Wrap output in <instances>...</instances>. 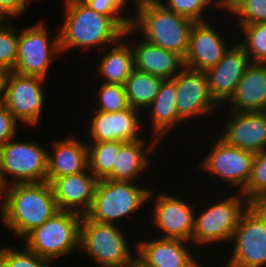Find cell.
Wrapping results in <instances>:
<instances>
[{
	"instance_id": "obj_10",
	"label": "cell",
	"mask_w": 266,
	"mask_h": 267,
	"mask_svg": "<svg viewBox=\"0 0 266 267\" xmlns=\"http://www.w3.org/2000/svg\"><path fill=\"white\" fill-rule=\"evenodd\" d=\"M41 20L32 25H24L19 31L18 54L13 71L48 80L53 62L64 56L60 51L59 29L56 30L55 37H52L49 25Z\"/></svg>"
},
{
	"instance_id": "obj_21",
	"label": "cell",
	"mask_w": 266,
	"mask_h": 267,
	"mask_svg": "<svg viewBox=\"0 0 266 267\" xmlns=\"http://www.w3.org/2000/svg\"><path fill=\"white\" fill-rule=\"evenodd\" d=\"M69 133L63 138L49 140L50 148L47 154L46 181L54 178L77 174L88 168V148L84 136ZM83 137V138H82Z\"/></svg>"
},
{
	"instance_id": "obj_29",
	"label": "cell",
	"mask_w": 266,
	"mask_h": 267,
	"mask_svg": "<svg viewBox=\"0 0 266 267\" xmlns=\"http://www.w3.org/2000/svg\"><path fill=\"white\" fill-rule=\"evenodd\" d=\"M237 42L244 48L253 63H266V22L244 25L239 28Z\"/></svg>"
},
{
	"instance_id": "obj_38",
	"label": "cell",
	"mask_w": 266,
	"mask_h": 267,
	"mask_svg": "<svg viewBox=\"0 0 266 267\" xmlns=\"http://www.w3.org/2000/svg\"><path fill=\"white\" fill-rule=\"evenodd\" d=\"M31 1L34 0H0V12L8 20L19 19L20 16L29 10Z\"/></svg>"
},
{
	"instance_id": "obj_17",
	"label": "cell",
	"mask_w": 266,
	"mask_h": 267,
	"mask_svg": "<svg viewBox=\"0 0 266 267\" xmlns=\"http://www.w3.org/2000/svg\"><path fill=\"white\" fill-rule=\"evenodd\" d=\"M214 22H195L190 31L189 46L184 58V66L199 71H206L215 66L233 44L225 37V30L215 28ZM221 33V34H220ZM225 38V39H224ZM230 44H229V43Z\"/></svg>"
},
{
	"instance_id": "obj_34",
	"label": "cell",
	"mask_w": 266,
	"mask_h": 267,
	"mask_svg": "<svg viewBox=\"0 0 266 267\" xmlns=\"http://www.w3.org/2000/svg\"><path fill=\"white\" fill-rule=\"evenodd\" d=\"M81 1L90 9H93L98 13L112 17L124 30H126L131 26L132 15H133L132 8L134 7V5L130 0H81Z\"/></svg>"
},
{
	"instance_id": "obj_32",
	"label": "cell",
	"mask_w": 266,
	"mask_h": 267,
	"mask_svg": "<svg viewBox=\"0 0 266 267\" xmlns=\"http://www.w3.org/2000/svg\"><path fill=\"white\" fill-rule=\"evenodd\" d=\"M252 204L266 198V149L254 156L250 178L241 192Z\"/></svg>"
},
{
	"instance_id": "obj_35",
	"label": "cell",
	"mask_w": 266,
	"mask_h": 267,
	"mask_svg": "<svg viewBox=\"0 0 266 267\" xmlns=\"http://www.w3.org/2000/svg\"><path fill=\"white\" fill-rule=\"evenodd\" d=\"M165 8L194 22L207 21V13L220 9L211 0H157ZM210 7V8H209ZM213 7V8H212ZM210 9L208 12L207 9ZM214 9V10H211ZM211 11V12H210ZM207 18V19H206Z\"/></svg>"
},
{
	"instance_id": "obj_2",
	"label": "cell",
	"mask_w": 266,
	"mask_h": 267,
	"mask_svg": "<svg viewBox=\"0 0 266 267\" xmlns=\"http://www.w3.org/2000/svg\"><path fill=\"white\" fill-rule=\"evenodd\" d=\"M58 211L49 182L15 183L8 185L0 206V222L2 229L19 241Z\"/></svg>"
},
{
	"instance_id": "obj_37",
	"label": "cell",
	"mask_w": 266,
	"mask_h": 267,
	"mask_svg": "<svg viewBox=\"0 0 266 267\" xmlns=\"http://www.w3.org/2000/svg\"><path fill=\"white\" fill-rule=\"evenodd\" d=\"M20 123L12 113L1 103L0 104V149L10 139L20 135ZM19 131V132H18Z\"/></svg>"
},
{
	"instance_id": "obj_23",
	"label": "cell",
	"mask_w": 266,
	"mask_h": 267,
	"mask_svg": "<svg viewBox=\"0 0 266 267\" xmlns=\"http://www.w3.org/2000/svg\"><path fill=\"white\" fill-rule=\"evenodd\" d=\"M175 98L176 82L173 79H164L157 96L142 113L144 133L150 132L148 134L155 136L163 142V145L164 138L167 139L169 134L173 133L172 131L176 132L177 127L182 128V124L185 125V122L178 116Z\"/></svg>"
},
{
	"instance_id": "obj_44",
	"label": "cell",
	"mask_w": 266,
	"mask_h": 267,
	"mask_svg": "<svg viewBox=\"0 0 266 267\" xmlns=\"http://www.w3.org/2000/svg\"><path fill=\"white\" fill-rule=\"evenodd\" d=\"M143 1H154V0H132L131 2H132L133 5H135V4H137L139 2H143Z\"/></svg>"
},
{
	"instance_id": "obj_13",
	"label": "cell",
	"mask_w": 266,
	"mask_h": 267,
	"mask_svg": "<svg viewBox=\"0 0 266 267\" xmlns=\"http://www.w3.org/2000/svg\"><path fill=\"white\" fill-rule=\"evenodd\" d=\"M46 82L40 77L9 72L2 104L23 126L35 128L42 121L47 106Z\"/></svg>"
},
{
	"instance_id": "obj_20",
	"label": "cell",
	"mask_w": 266,
	"mask_h": 267,
	"mask_svg": "<svg viewBox=\"0 0 266 267\" xmlns=\"http://www.w3.org/2000/svg\"><path fill=\"white\" fill-rule=\"evenodd\" d=\"M123 37L132 46L137 70L162 79H173L184 67V60L177 53L147 42L131 27L125 30Z\"/></svg>"
},
{
	"instance_id": "obj_15",
	"label": "cell",
	"mask_w": 266,
	"mask_h": 267,
	"mask_svg": "<svg viewBox=\"0 0 266 267\" xmlns=\"http://www.w3.org/2000/svg\"><path fill=\"white\" fill-rule=\"evenodd\" d=\"M85 122L87 130H82L86 142L123 141L131 142L144 138L142 112L132 107L119 112H104L87 109ZM90 113V114H89ZM90 115V116H89ZM89 124H86L88 123ZM86 132V135H85ZM144 135V136H143Z\"/></svg>"
},
{
	"instance_id": "obj_24",
	"label": "cell",
	"mask_w": 266,
	"mask_h": 267,
	"mask_svg": "<svg viewBox=\"0 0 266 267\" xmlns=\"http://www.w3.org/2000/svg\"><path fill=\"white\" fill-rule=\"evenodd\" d=\"M58 210L85 215L91 207L98 179L87 168L85 171L50 182Z\"/></svg>"
},
{
	"instance_id": "obj_7",
	"label": "cell",
	"mask_w": 266,
	"mask_h": 267,
	"mask_svg": "<svg viewBox=\"0 0 266 267\" xmlns=\"http://www.w3.org/2000/svg\"><path fill=\"white\" fill-rule=\"evenodd\" d=\"M82 215L59 210L41 226L29 232L21 241L39 257L61 261L72 253L79 254L80 222Z\"/></svg>"
},
{
	"instance_id": "obj_36",
	"label": "cell",
	"mask_w": 266,
	"mask_h": 267,
	"mask_svg": "<svg viewBox=\"0 0 266 267\" xmlns=\"http://www.w3.org/2000/svg\"><path fill=\"white\" fill-rule=\"evenodd\" d=\"M15 21L8 20L0 27V66L9 71L14 70L18 54L19 30Z\"/></svg>"
},
{
	"instance_id": "obj_27",
	"label": "cell",
	"mask_w": 266,
	"mask_h": 267,
	"mask_svg": "<svg viewBox=\"0 0 266 267\" xmlns=\"http://www.w3.org/2000/svg\"><path fill=\"white\" fill-rule=\"evenodd\" d=\"M163 80L134 69L124 85L130 107L143 113L157 96Z\"/></svg>"
},
{
	"instance_id": "obj_4",
	"label": "cell",
	"mask_w": 266,
	"mask_h": 267,
	"mask_svg": "<svg viewBox=\"0 0 266 267\" xmlns=\"http://www.w3.org/2000/svg\"><path fill=\"white\" fill-rule=\"evenodd\" d=\"M228 193L230 194H224L225 197L221 194L218 195L221 197L217 198L218 201L212 198L211 202L207 203L204 199V203L207 205L200 206L199 211L195 210L192 234V243L195 248L198 249L201 246L203 249L205 246L213 249L217 248L215 245L223 244L225 247L218 249L220 252L229 245L242 214L252 203L241 192Z\"/></svg>"
},
{
	"instance_id": "obj_8",
	"label": "cell",
	"mask_w": 266,
	"mask_h": 267,
	"mask_svg": "<svg viewBox=\"0 0 266 267\" xmlns=\"http://www.w3.org/2000/svg\"><path fill=\"white\" fill-rule=\"evenodd\" d=\"M227 248L225 256L219 259L225 261L221 267H266V209L251 204L242 214Z\"/></svg>"
},
{
	"instance_id": "obj_41",
	"label": "cell",
	"mask_w": 266,
	"mask_h": 267,
	"mask_svg": "<svg viewBox=\"0 0 266 267\" xmlns=\"http://www.w3.org/2000/svg\"><path fill=\"white\" fill-rule=\"evenodd\" d=\"M125 267H152L144 262L137 254Z\"/></svg>"
},
{
	"instance_id": "obj_18",
	"label": "cell",
	"mask_w": 266,
	"mask_h": 267,
	"mask_svg": "<svg viewBox=\"0 0 266 267\" xmlns=\"http://www.w3.org/2000/svg\"><path fill=\"white\" fill-rule=\"evenodd\" d=\"M136 241V254L152 267H198L204 260L196 257L193 243L170 238L157 237L153 233ZM147 237V238H146ZM150 238V239H149ZM193 248V249H192ZM195 251V253H194Z\"/></svg>"
},
{
	"instance_id": "obj_46",
	"label": "cell",
	"mask_w": 266,
	"mask_h": 267,
	"mask_svg": "<svg viewBox=\"0 0 266 267\" xmlns=\"http://www.w3.org/2000/svg\"><path fill=\"white\" fill-rule=\"evenodd\" d=\"M202 264H204V261L198 267H204V265Z\"/></svg>"
},
{
	"instance_id": "obj_43",
	"label": "cell",
	"mask_w": 266,
	"mask_h": 267,
	"mask_svg": "<svg viewBox=\"0 0 266 267\" xmlns=\"http://www.w3.org/2000/svg\"><path fill=\"white\" fill-rule=\"evenodd\" d=\"M7 21L8 19L0 12V27Z\"/></svg>"
},
{
	"instance_id": "obj_33",
	"label": "cell",
	"mask_w": 266,
	"mask_h": 267,
	"mask_svg": "<svg viewBox=\"0 0 266 267\" xmlns=\"http://www.w3.org/2000/svg\"><path fill=\"white\" fill-rule=\"evenodd\" d=\"M12 245L0 247V267H53L50 260L39 257L36 253L30 251L25 246Z\"/></svg>"
},
{
	"instance_id": "obj_19",
	"label": "cell",
	"mask_w": 266,
	"mask_h": 267,
	"mask_svg": "<svg viewBox=\"0 0 266 267\" xmlns=\"http://www.w3.org/2000/svg\"><path fill=\"white\" fill-rule=\"evenodd\" d=\"M230 40L234 43L223 58L205 71L210 93L221 107L234 94L241 77L252 63L244 48L232 38Z\"/></svg>"
},
{
	"instance_id": "obj_42",
	"label": "cell",
	"mask_w": 266,
	"mask_h": 267,
	"mask_svg": "<svg viewBox=\"0 0 266 267\" xmlns=\"http://www.w3.org/2000/svg\"><path fill=\"white\" fill-rule=\"evenodd\" d=\"M7 188H8V184L5 182L2 171L0 169V201H1L0 206L2 205L5 199Z\"/></svg>"
},
{
	"instance_id": "obj_22",
	"label": "cell",
	"mask_w": 266,
	"mask_h": 267,
	"mask_svg": "<svg viewBox=\"0 0 266 267\" xmlns=\"http://www.w3.org/2000/svg\"><path fill=\"white\" fill-rule=\"evenodd\" d=\"M161 144L163 143L152 135L150 138L145 135L144 138L136 141L125 142L120 148L112 174L107 179L142 183L139 181L142 180L144 174L149 173V167L154 168L151 165L154 159L152 156L157 153Z\"/></svg>"
},
{
	"instance_id": "obj_14",
	"label": "cell",
	"mask_w": 266,
	"mask_h": 267,
	"mask_svg": "<svg viewBox=\"0 0 266 267\" xmlns=\"http://www.w3.org/2000/svg\"><path fill=\"white\" fill-rule=\"evenodd\" d=\"M176 82V107L178 116L188 125L192 119L208 120L221 106L213 99L205 71L184 66L173 78ZM219 107V108H217ZM215 111V112H214ZM201 117V118H200ZM204 117V118H202ZM188 121V122H187Z\"/></svg>"
},
{
	"instance_id": "obj_26",
	"label": "cell",
	"mask_w": 266,
	"mask_h": 267,
	"mask_svg": "<svg viewBox=\"0 0 266 267\" xmlns=\"http://www.w3.org/2000/svg\"><path fill=\"white\" fill-rule=\"evenodd\" d=\"M97 54L96 58L94 57L98 61L95 66L97 67L95 76L101 79L100 82L125 85L127 78L135 69L134 54L130 43L122 37Z\"/></svg>"
},
{
	"instance_id": "obj_28",
	"label": "cell",
	"mask_w": 266,
	"mask_h": 267,
	"mask_svg": "<svg viewBox=\"0 0 266 267\" xmlns=\"http://www.w3.org/2000/svg\"><path fill=\"white\" fill-rule=\"evenodd\" d=\"M88 148V169L98 179H107L113 171L114 163L123 141L86 142Z\"/></svg>"
},
{
	"instance_id": "obj_40",
	"label": "cell",
	"mask_w": 266,
	"mask_h": 267,
	"mask_svg": "<svg viewBox=\"0 0 266 267\" xmlns=\"http://www.w3.org/2000/svg\"><path fill=\"white\" fill-rule=\"evenodd\" d=\"M223 14L234 4L235 0H211ZM225 11V12H224Z\"/></svg>"
},
{
	"instance_id": "obj_45",
	"label": "cell",
	"mask_w": 266,
	"mask_h": 267,
	"mask_svg": "<svg viewBox=\"0 0 266 267\" xmlns=\"http://www.w3.org/2000/svg\"><path fill=\"white\" fill-rule=\"evenodd\" d=\"M260 205L266 209V198L260 203Z\"/></svg>"
},
{
	"instance_id": "obj_9",
	"label": "cell",
	"mask_w": 266,
	"mask_h": 267,
	"mask_svg": "<svg viewBox=\"0 0 266 267\" xmlns=\"http://www.w3.org/2000/svg\"><path fill=\"white\" fill-rule=\"evenodd\" d=\"M154 189H150L148 194V210L150 212V222L147 224L152 228V232L155 230V234L161 238L179 239L192 243V234L194 231V221H195V207H199V202H189L190 197L187 198L182 194L174 195L164 190L160 192ZM155 192V193H154ZM180 197V198H179ZM183 198V199H182ZM152 204H150V203ZM197 206H195V205ZM151 205V207H150ZM151 208V209H150ZM154 230H153V227ZM160 230V231H159ZM156 231H158L156 233ZM161 234V235H159Z\"/></svg>"
},
{
	"instance_id": "obj_12",
	"label": "cell",
	"mask_w": 266,
	"mask_h": 267,
	"mask_svg": "<svg viewBox=\"0 0 266 267\" xmlns=\"http://www.w3.org/2000/svg\"><path fill=\"white\" fill-rule=\"evenodd\" d=\"M213 138L214 144H210V151L202 157L198 169L203 174L206 172L211 179L214 176V180L220 179L221 184L224 183L231 191L242 192L250 178L255 153L230 146L218 135Z\"/></svg>"
},
{
	"instance_id": "obj_16",
	"label": "cell",
	"mask_w": 266,
	"mask_h": 267,
	"mask_svg": "<svg viewBox=\"0 0 266 267\" xmlns=\"http://www.w3.org/2000/svg\"><path fill=\"white\" fill-rule=\"evenodd\" d=\"M223 117L225 119L222 122L225 120L226 122L225 124L221 122V127H218L222 131L217 130L215 133L225 143L255 154L266 149V111L236 112L227 110Z\"/></svg>"
},
{
	"instance_id": "obj_31",
	"label": "cell",
	"mask_w": 266,
	"mask_h": 267,
	"mask_svg": "<svg viewBox=\"0 0 266 267\" xmlns=\"http://www.w3.org/2000/svg\"><path fill=\"white\" fill-rule=\"evenodd\" d=\"M226 13V18L234 17L233 26L237 22V30L244 25L266 22V0H235Z\"/></svg>"
},
{
	"instance_id": "obj_25",
	"label": "cell",
	"mask_w": 266,
	"mask_h": 267,
	"mask_svg": "<svg viewBox=\"0 0 266 267\" xmlns=\"http://www.w3.org/2000/svg\"><path fill=\"white\" fill-rule=\"evenodd\" d=\"M223 107L236 112L266 111V63L252 62L248 66Z\"/></svg>"
},
{
	"instance_id": "obj_6",
	"label": "cell",
	"mask_w": 266,
	"mask_h": 267,
	"mask_svg": "<svg viewBox=\"0 0 266 267\" xmlns=\"http://www.w3.org/2000/svg\"><path fill=\"white\" fill-rule=\"evenodd\" d=\"M129 233L124 232L123 226L91 221L83 215L80 222L79 253L83 252L85 257L87 255L96 267H125L137 252L136 239H129Z\"/></svg>"
},
{
	"instance_id": "obj_3",
	"label": "cell",
	"mask_w": 266,
	"mask_h": 267,
	"mask_svg": "<svg viewBox=\"0 0 266 267\" xmlns=\"http://www.w3.org/2000/svg\"><path fill=\"white\" fill-rule=\"evenodd\" d=\"M194 23L154 0L134 5L130 27L147 42L177 53L184 60Z\"/></svg>"
},
{
	"instance_id": "obj_39",
	"label": "cell",
	"mask_w": 266,
	"mask_h": 267,
	"mask_svg": "<svg viewBox=\"0 0 266 267\" xmlns=\"http://www.w3.org/2000/svg\"><path fill=\"white\" fill-rule=\"evenodd\" d=\"M9 72L10 71L8 69L0 66V104L3 101L4 92H5V88H6V81H7V77L9 75Z\"/></svg>"
},
{
	"instance_id": "obj_11",
	"label": "cell",
	"mask_w": 266,
	"mask_h": 267,
	"mask_svg": "<svg viewBox=\"0 0 266 267\" xmlns=\"http://www.w3.org/2000/svg\"><path fill=\"white\" fill-rule=\"evenodd\" d=\"M48 149L38 138L20 140L16 136L7 141L0 149V169L5 182L8 185L45 182Z\"/></svg>"
},
{
	"instance_id": "obj_30",
	"label": "cell",
	"mask_w": 266,
	"mask_h": 267,
	"mask_svg": "<svg viewBox=\"0 0 266 267\" xmlns=\"http://www.w3.org/2000/svg\"><path fill=\"white\" fill-rule=\"evenodd\" d=\"M97 86L94 90V94L91 98H94V104L91 103L92 108L91 110H98L104 112H119L130 107L125 86L120 84H106V83H96Z\"/></svg>"
},
{
	"instance_id": "obj_5",
	"label": "cell",
	"mask_w": 266,
	"mask_h": 267,
	"mask_svg": "<svg viewBox=\"0 0 266 267\" xmlns=\"http://www.w3.org/2000/svg\"><path fill=\"white\" fill-rule=\"evenodd\" d=\"M149 185L109 179L98 180L91 207L85 216L91 221L119 226H123L121 224L124 222L121 221H128L134 215H139L141 210L143 215L139 217H146L143 209L148 208V194L152 187Z\"/></svg>"
},
{
	"instance_id": "obj_1",
	"label": "cell",
	"mask_w": 266,
	"mask_h": 267,
	"mask_svg": "<svg viewBox=\"0 0 266 267\" xmlns=\"http://www.w3.org/2000/svg\"><path fill=\"white\" fill-rule=\"evenodd\" d=\"M61 2L63 21L58 29L62 56L75 49L86 56L92 51L93 56L123 37L125 30L112 17L90 9L81 0Z\"/></svg>"
}]
</instances>
